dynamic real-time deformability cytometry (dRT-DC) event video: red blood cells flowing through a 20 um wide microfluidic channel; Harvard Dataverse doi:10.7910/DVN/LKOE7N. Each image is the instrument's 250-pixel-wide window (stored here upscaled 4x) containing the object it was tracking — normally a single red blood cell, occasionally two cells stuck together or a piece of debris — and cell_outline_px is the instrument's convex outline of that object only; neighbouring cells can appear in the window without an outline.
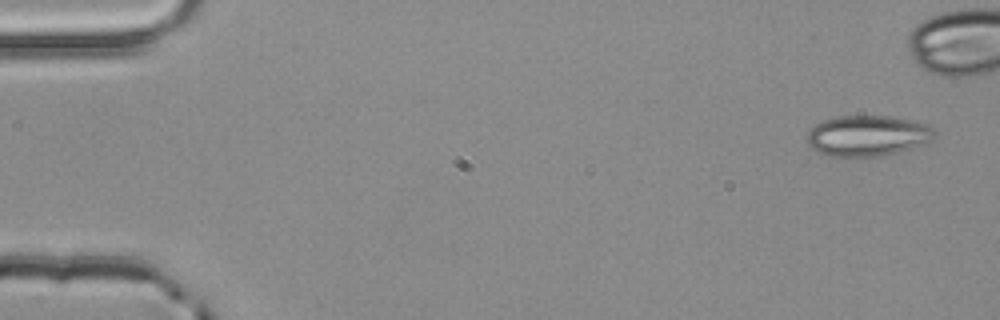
{"species": "common noctule bat (a hibernating species)", "species_latin": "Nyctalus noctula", "temperature_condition": "room temperature", "stored_images_in_passage": 3, "camera_frame_rate_fps": 3000, "um_per_image_px": 0.085, "animal": {"sex": "male", "body_mass_g": 20.4}, "frame": {"image": 1, "passage_image": 1, "time_ms": 0.0, "image_size_px": [1000, 320], "cell_outline_px": [[936, 136], [928, 144], [884, 156], [828, 156], [816, 152], [808, 144], [808, 132], [820, 120], [840, 116], [888, 116], [908, 120], [924, 124], [932, 128]], "centroid_in_image_um": [73.74, 11.55], "position_along_channel_um": 11.3, "area_um2": 30.35}}